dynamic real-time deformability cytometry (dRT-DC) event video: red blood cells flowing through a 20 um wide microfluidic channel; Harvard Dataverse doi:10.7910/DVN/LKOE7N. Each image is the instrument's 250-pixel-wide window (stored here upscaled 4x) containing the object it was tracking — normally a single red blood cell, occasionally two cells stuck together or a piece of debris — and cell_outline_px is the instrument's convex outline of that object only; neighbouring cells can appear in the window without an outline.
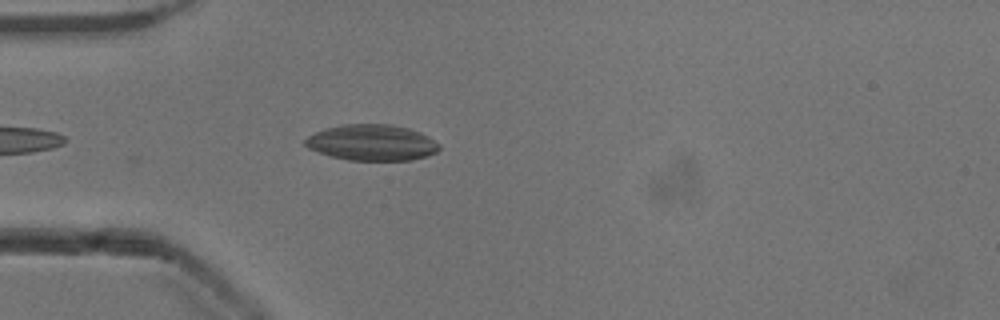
{"species": "common noctule bat (a hibernating species)", "species_latin": "Nyctalus noctula", "temperature_condition": "cold", "stored_images_in_passage": 25, "camera_frame_rate_fps": 3000, "um_per_image_px": 0.085, "animal": {"sex": "male", "body_mass_g": 13.3}, "frame": {"image": 1, "passage_image": 2, "time_ms": 0.333, "image_size_px": [1000, 320], "cell_outline_px": [[440, 148], [436, 152], [428, 156], [412, 160], [348, 160], [332, 156], [308, 148], [304, 144], [304, 140], [308, 136], [324, 128], [344, 124], [388, 124], [408, 128], [420, 132], [428, 136], [440, 144]], "centroid_in_image_um": [31.63, 12.12], "position_along_channel_um": 53.4, "area_um2": 28.09}}
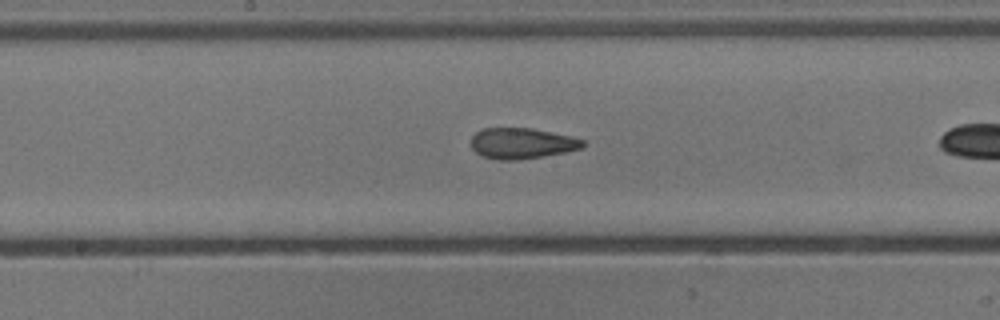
{"frame": {"image": 2, "passage_image": 11, "time_ms": 3.333, "image_size_px": [1000, 320], "cell_outline_px": [[584, 144], [580, 148], [564, 152], [544, 156], [516, 160], [500, 160], [480, 156], [472, 148], [472, 136], [476, 132], [484, 128], [532, 128], [552, 132], [584, 140]], "centroid_in_image_um": [44.32, 12.18], "position_along_channel_um": 203.9, "area_um2": 19.88}}
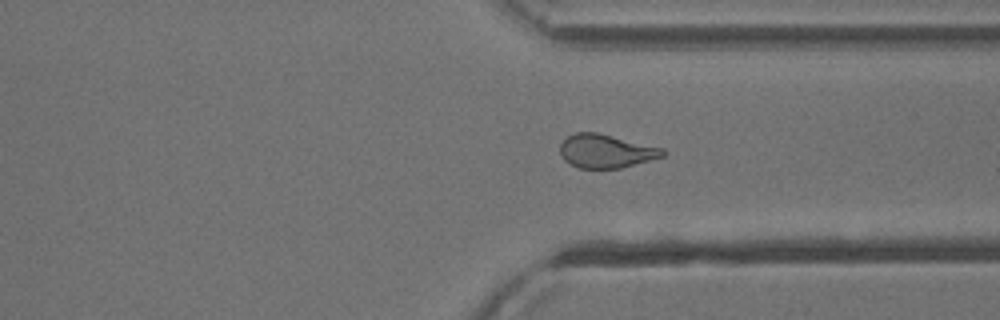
{"frame": {"image": 3, "passage_image": 23, "time_ms": 7.333, "image_size_px": [1000, 320], "cell_outline_px": [[668, 152], [664, 156], [620, 168], [580, 168], [568, 164], [564, 160], [560, 152], [560, 144], [568, 136], [576, 132], [596, 132], [664, 148]], "centroid_in_image_um": [51.51, 12.84], "position_along_channel_um": 359.9, "area_um2": 20.06}}